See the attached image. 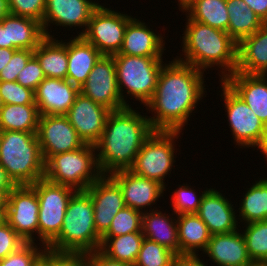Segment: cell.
Segmentation results:
<instances>
[{"label":"cell","instance_id":"8992f818","mask_svg":"<svg viewBox=\"0 0 267 266\" xmlns=\"http://www.w3.org/2000/svg\"><path fill=\"white\" fill-rule=\"evenodd\" d=\"M101 176L94 145L56 154L45 162V179L76 191H85Z\"/></svg>","mask_w":267,"mask_h":266},{"label":"cell","instance_id":"1f68e13d","mask_svg":"<svg viewBox=\"0 0 267 266\" xmlns=\"http://www.w3.org/2000/svg\"><path fill=\"white\" fill-rule=\"evenodd\" d=\"M40 113L36 104H4L0 111V131L36 133Z\"/></svg>","mask_w":267,"mask_h":266},{"label":"cell","instance_id":"11a10c76","mask_svg":"<svg viewBox=\"0 0 267 266\" xmlns=\"http://www.w3.org/2000/svg\"><path fill=\"white\" fill-rule=\"evenodd\" d=\"M193 0H178L179 10H183L187 5H189Z\"/></svg>","mask_w":267,"mask_h":266},{"label":"cell","instance_id":"f6af8a7d","mask_svg":"<svg viewBox=\"0 0 267 266\" xmlns=\"http://www.w3.org/2000/svg\"><path fill=\"white\" fill-rule=\"evenodd\" d=\"M25 243L4 219L0 221V260L17 251Z\"/></svg>","mask_w":267,"mask_h":266},{"label":"cell","instance_id":"f1b7e54d","mask_svg":"<svg viewBox=\"0 0 267 266\" xmlns=\"http://www.w3.org/2000/svg\"><path fill=\"white\" fill-rule=\"evenodd\" d=\"M45 77L66 79L68 68L67 42L45 37L34 49Z\"/></svg>","mask_w":267,"mask_h":266},{"label":"cell","instance_id":"603a6c76","mask_svg":"<svg viewBox=\"0 0 267 266\" xmlns=\"http://www.w3.org/2000/svg\"><path fill=\"white\" fill-rule=\"evenodd\" d=\"M267 75L239 72L223 81L253 110L267 127Z\"/></svg>","mask_w":267,"mask_h":266},{"label":"cell","instance_id":"bcb514c9","mask_svg":"<svg viewBox=\"0 0 267 266\" xmlns=\"http://www.w3.org/2000/svg\"><path fill=\"white\" fill-rule=\"evenodd\" d=\"M89 266H134L128 263L114 260L104 254L100 249L88 253Z\"/></svg>","mask_w":267,"mask_h":266},{"label":"cell","instance_id":"d4e9b609","mask_svg":"<svg viewBox=\"0 0 267 266\" xmlns=\"http://www.w3.org/2000/svg\"><path fill=\"white\" fill-rule=\"evenodd\" d=\"M67 42L68 68L66 79L81 87L102 54L82 36L70 37ZM73 38V39H72Z\"/></svg>","mask_w":267,"mask_h":266},{"label":"cell","instance_id":"7a4b0ae2","mask_svg":"<svg viewBox=\"0 0 267 266\" xmlns=\"http://www.w3.org/2000/svg\"><path fill=\"white\" fill-rule=\"evenodd\" d=\"M131 106L111 111L96 148L102 175L130 170L145 140L153 133L148 116Z\"/></svg>","mask_w":267,"mask_h":266},{"label":"cell","instance_id":"44dd1931","mask_svg":"<svg viewBox=\"0 0 267 266\" xmlns=\"http://www.w3.org/2000/svg\"><path fill=\"white\" fill-rule=\"evenodd\" d=\"M162 34L135 17L127 24L123 43L118 54L142 57H162L165 47Z\"/></svg>","mask_w":267,"mask_h":266},{"label":"cell","instance_id":"6f0895ef","mask_svg":"<svg viewBox=\"0 0 267 266\" xmlns=\"http://www.w3.org/2000/svg\"><path fill=\"white\" fill-rule=\"evenodd\" d=\"M3 106H4V103H3L2 97H1V95H0V111H1V109L3 108Z\"/></svg>","mask_w":267,"mask_h":266},{"label":"cell","instance_id":"484cf974","mask_svg":"<svg viewBox=\"0 0 267 266\" xmlns=\"http://www.w3.org/2000/svg\"><path fill=\"white\" fill-rule=\"evenodd\" d=\"M163 214L160 210L149 209L143 212L142 234L145 238L170 249L176 255L180 254L178 226L175 217ZM174 218V219H173Z\"/></svg>","mask_w":267,"mask_h":266},{"label":"cell","instance_id":"ab89813d","mask_svg":"<svg viewBox=\"0 0 267 266\" xmlns=\"http://www.w3.org/2000/svg\"><path fill=\"white\" fill-rule=\"evenodd\" d=\"M42 258L47 266H89L87 252L57 251L45 247Z\"/></svg>","mask_w":267,"mask_h":266},{"label":"cell","instance_id":"d590c367","mask_svg":"<svg viewBox=\"0 0 267 266\" xmlns=\"http://www.w3.org/2000/svg\"><path fill=\"white\" fill-rule=\"evenodd\" d=\"M175 256L165 246L144 238L134 266H172Z\"/></svg>","mask_w":267,"mask_h":266},{"label":"cell","instance_id":"7dc6e473","mask_svg":"<svg viewBox=\"0 0 267 266\" xmlns=\"http://www.w3.org/2000/svg\"><path fill=\"white\" fill-rule=\"evenodd\" d=\"M199 254H179L176 255L172 266H207L203 260H200Z\"/></svg>","mask_w":267,"mask_h":266},{"label":"cell","instance_id":"83f0119b","mask_svg":"<svg viewBox=\"0 0 267 266\" xmlns=\"http://www.w3.org/2000/svg\"><path fill=\"white\" fill-rule=\"evenodd\" d=\"M176 218L180 254L197 255L199 249L205 254L204 251L212 235L207 225L196 213L178 214Z\"/></svg>","mask_w":267,"mask_h":266},{"label":"cell","instance_id":"9c48e42d","mask_svg":"<svg viewBox=\"0 0 267 266\" xmlns=\"http://www.w3.org/2000/svg\"><path fill=\"white\" fill-rule=\"evenodd\" d=\"M180 133L181 131L154 130L141 146L130 170L166 188L164 178L171 174L175 166L174 144Z\"/></svg>","mask_w":267,"mask_h":266},{"label":"cell","instance_id":"91938a15","mask_svg":"<svg viewBox=\"0 0 267 266\" xmlns=\"http://www.w3.org/2000/svg\"><path fill=\"white\" fill-rule=\"evenodd\" d=\"M5 213H0V221L4 218Z\"/></svg>","mask_w":267,"mask_h":266},{"label":"cell","instance_id":"ee69618b","mask_svg":"<svg viewBox=\"0 0 267 266\" xmlns=\"http://www.w3.org/2000/svg\"><path fill=\"white\" fill-rule=\"evenodd\" d=\"M43 70L37 58L33 55L25 65V67L18 73L17 82L22 86L27 87L34 92L38 85L45 79Z\"/></svg>","mask_w":267,"mask_h":266},{"label":"cell","instance_id":"6da1fadb","mask_svg":"<svg viewBox=\"0 0 267 266\" xmlns=\"http://www.w3.org/2000/svg\"><path fill=\"white\" fill-rule=\"evenodd\" d=\"M175 59V60H174ZM204 72L173 58L161 68L155 93L145 105L154 130L181 131L205 94Z\"/></svg>","mask_w":267,"mask_h":266},{"label":"cell","instance_id":"836d02e7","mask_svg":"<svg viewBox=\"0 0 267 266\" xmlns=\"http://www.w3.org/2000/svg\"><path fill=\"white\" fill-rule=\"evenodd\" d=\"M248 189L238 209L241 218L237 219L244 224L267 220V179L255 181Z\"/></svg>","mask_w":267,"mask_h":266},{"label":"cell","instance_id":"7c38bea8","mask_svg":"<svg viewBox=\"0 0 267 266\" xmlns=\"http://www.w3.org/2000/svg\"><path fill=\"white\" fill-rule=\"evenodd\" d=\"M39 200L31 185H17L6 199L4 220L26 242L34 243L39 238Z\"/></svg>","mask_w":267,"mask_h":266},{"label":"cell","instance_id":"681fc988","mask_svg":"<svg viewBox=\"0 0 267 266\" xmlns=\"http://www.w3.org/2000/svg\"><path fill=\"white\" fill-rule=\"evenodd\" d=\"M17 186L8 175L7 171L0 165V192L6 197Z\"/></svg>","mask_w":267,"mask_h":266},{"label":"cell","instance_id":"ac0fdd59","mask_svg":"<svg viewBox=\"0 0 267 266\" xmlns=\"http://www.w3.org/2000/svg\"><path fill=\"white\" fill-rule=\"evenodd\" d=\"M121 188L126 207L143 213L146 206L156 204L165 188L156 181L139 176L131 170H121L109 175ZM153 203V204H152Z\"/></svg>","mask_w":267,"mask_h":266},{"label":"cell","instance_id":"3957f363","mask_svg":"<svg viewBox=\"0 0 267 266\" xmlns=\"http://www.w3.org/2000/svg\"><path fill=\"white\" fill-rule=\"evenodd\" d=\"M185 23L182 34L184 54L176 56V59L203 72L215 66L222 68L221 81L233 74L238 62V43L226 31L192 19H187Z\"/></svg>","mask_w":267,"mask_h":266},{"label":"cell","instance_id":"7bdbcfd3","mask_svg":"<svg viewBox=\"0 0 267 266\" xmlns=\"http://www.w3.org/2000/svg\"><path fill=\"white\" fill-rule=\"evenodd\" d=\"M34 55V50L18 49L13 53L11 60L0 71V81L16 82L18 73L25 67L28 60Z\"/></svg>","mask_w":267,"mask_h":266},{"label":"cell","instance_id":"277c9868","mask_svg":"<svg viewBox=\"0 0 267 266\" xmlns=\"http://www.w3.org/2000/svg\"><path fill=\"white\" fill-rule=\"evenodd\" d=\"M0 165L17 185L44 178L45 162L36 133L0 131Z\"/></svg>","mask_w":267,"mask_h":266},{"label":"cell","instance_id":"52a82bcc","mask_svg":"<svg viewBox=\"0 0 267 266\" xmlns=\"http://www.w3.org/2000/svg\"><path fill=\"white\" fill-rule=\"evenodd\" d=\"M117 84L123 102L127 106V96L141 101L144 106L152 99L159 72L163 67V57H142L123 54L113 55ZM126 90V94L124 89ZM128 94V95H127ZM130 94V95H129ZM127 95V96H126Z\"/></svg>","mask_w":267,"mask_h":266},{"label":"cell","instance_id":"f35d334b","mask_svg":"<svg viewBox=\"0 0 267 266\" xmlns=\"http://www.w3.org/2000/svg\"><path fill=\"white\" fill-rule=\"evenodd\" d=\"M36 244L35 242L25 243L17 251L0 260V266H34L42 258L46 247L41 245V249Z\"/></svg>","mask_w":267,"mask_h":266},{"label":"cell","instance_id":"5b68a950","mask_svg":"<svg viewBox=\"0 0 267 266\" xmlns=\"http://www.w3.org/2000/svg\"><path fill=\"white\" fill-rule=\"evenodd\" d=\"M101 237L94 224L90 194L76 191L67 206L60 233L46 246L57 251L93 252L100 249Z\"/></svg>","mask_w":267,"mask_h":266},{"label":"cell","instance_id":"cb8c5ba5","mask_svg":"<svg viewBox=\"0 0 267 266\" xmlns=\"http://www.w3.org/2000/svg\"><path fill=\"white\" fill-rule=\"evenodd\" d=\"M235 72L267 75V23L238 44V62Z\"/></svg>","mask_w":267,"mask_h":266},{"label":"cell","instance_id":"b9f144b4","mask_svg":"<svg viewBox=\"0 0 267 266\" xmlns=\"http://www.w3.org/2000/svg\"><path fill=\"white\" fill-rule=\"evenodd\" d=\"M46 0H8L10 14L34 19L42 24Z\"/></svg>","mask_w":267,"mask_h":266},{"label":"cell","instance_id":"e0dca14e","mask_svg":"<svg viewBox=\"0 0 267 266\" xmlns=\"http://www.w3.org/2000/svg\"><path fill=\"white\" fill-rule=\"evenodd\" d=\"M111 110L79 93L66 116L85 144L95 145Z\"/></svg>","mask_w":267,"mask_h":266},{"label":"cell","instance_id":"ba28073f","mask_svg":"<svg viewBox=\"0 0 267 266\" xmlns=\"http://www.w3.org/2000/svg\"><path fill=\"white\" fill-rule=\"evenodd\" d=\"M220 83L234 143L240 148L257 147L267 157L266 125L224 81Z\"/></svg>","mask_w":267,"mask_h":266},{"label":"cell","instance_id":"db71d44e","mask_svg":"<svg viewBox=\"0 0 267 266\" xmlns=\"http://www.w3.org/2000/svg\"><path fill=\"white\" fill-rule=\"evenodd\" d=\"M6 199L7 197L0 192V213H5Z\"/></svg>","mask_w":267,"mask_h":266},{"label":"cell","instance_id":"c3c4849f","mask_svg":"<svg viewBox=\"0 0 267 266\" xmlns=\"http://www.w3.org/2000/svg\"><path fill=\"white\" fill-rule=\"evenodd\" d=\"M248 7L264 22L267 23V0H243Z\"/></svg>","mask_w":267,"mask_h":266},{"label":"cell","instance_id":"8fae6325","mask_svg":"<svg viewBox=\"0 0 267 266\" xmlns=\"http://www.w3.org/2000/svg\"><path fill=\"white\" fill-rule=\"evenodd\" d=\"M132 19L131 15L99 5L92 13L82 37L102 55L113 56L120 51L127 24Z\"/></svg>","mask_w":267,"mask_h":266},{"label":"cell","instance_id":"ffe728a7","mask_svg":"<svg viewBox=\"0 0 267 266\" xmlns=\"http://www.w3.org/2000/svg\"><path fill=\"white\" fill-rule=\"evenodd\" d=\"M79 93L67 79L46 77L34 92L35 104L40 115H66Z\"/></svg>","mask_w":267,"mask_h":266},{"label":"cell","instance_id":"2e32d148","mask_svg":"<svg viewBox=\"0 0 267 266\" xmlns=\"http://www.w3.org/2000/svg\"><path fill=\"white\" fill-rule=\"evenodd\" d=\"M86 191L92 200L97 234L102 237L114 216L126 207L121 188L109 175H102Z\"/></svg>","mask_w":267,"mask_h":266},{"label":"cell","instance_id":"8d00e7d4","mask_svg":"<svg viewBox=\"0 0 267 266\" xmlns=\"http://www.w3.org/2000/svg\"><path fill=\"white\" fill-rule=\"evenodd\" d=\"M143 213L130 207L120 210L113 218L108 231L103 236H120L142 232Z\"/></svg>","mask_w":267,"mask_h":266},{"label":"cell","instance_id":"74e56055","mask_svg":"<svg viewBox=\"0 0 267 266\" xmlns=\"http://www.w3.org/2000/svg\"><path fill=\"white\" fill-rule=\"evenodd\" d=\"M208 189L202 191L201 195H197L195 189L190 188L187 184L179 185L178 189L172 194V215L197 213L203 194ZM199 196V197H198ZM174 213V214H173Z\"/></svg>","mask_w":267,"mask_h":266},{"label":"cell","instance_id":"f546056e","mask_svg":"<svg viewBox=\"0 0 267 266\" xmlns=\"http://www.w3.org/2000/svg\"><path fill=\"white\" fill-rule=\"evenodd\" d=\"M182 12L187 19L217 28L228 30L229 16L226 0H193Z\"/></svg>","mask_w":267,"mask_h":266},{"label":"cell","instance_id":"5bb4252c","mask_svg":"<svg viewBox=\"0 0 267 266\" xmlns=\"http://www.w3.org/2000/svg\"><path fill=\"white\" fill-rule=\"evenodd\" d=\"M36 136L44 162L85 145L66 115H40Z\"/></svg>","mask_w":267,"mask_h":266},{"label":"cell","instance_id":"9f6ffc18","mask_svg":"<svg viewBox=\"0 0 267 266\" xmlns=\"http://www.w3.org/2000/svg\"><path fill=\"white\" fill-rule=\"evenodd\" d=\"M34 266H47V262L41 258Z\"/></svg>","mask_w":267,"mask_h":266},{"label":"cell","instance_id":"7402d4cb","mask_svg":"<svg viewBox=\"0 0 267 266\" xmlns=\"http://www.w3.org/2000/svg\"><path fill=\"white\" fill-rule=\"evenodd\" d=\"M236 230L226 234L211 235L204 251L217 266H253L245 239Z\"/></svg>","mask_w":267,"mask_h":266},{"label":"cell","instance_id":"9a60e30c","mask_svg":"<svg viewBox=\"0 0 267 266\" xmlns=\"http://www.w3.org/2000/svg\"><path fill=\"white\" fill-rule=\"evenodd\" d=\"M93 0H46L42 28L46 37H54L48 31L50 24L62 27L83 28L78 36L87 30L89 20L94 10L99 6Z\"/></svg>","mask_w":267,"mask_h":266},{"label":"cell","instance_id":"30bf717a","mask_svg":"<svg viewBox=\"0 0 267 266\" xmlns=\"http://www.w3.org/2000/svg\"><path fill=\"white\" fill-rule=\"evenodd\" d=\"M31 186L39 200V241L47 246L60 233L68 203L76 190L45 178Z\"/></svg>","mask_w":267,"mask_h":266},{"label":"cell","instance_id":"680465c9","mask_svg":"<svg viewBox=\"0 0 267 266\" xmlns=\"http://www.w3.org/2000/svg\"><path fill=\"white\" fill-rule=\"evenodd\" d=\"M253 266H267V263L266 264H254Z\"/></svg>","mask_w":267,"mask_h":266},{"label":"cell","instance_id":"4dcf8cb0","mask_svg":"<svg viewBox=\"0 0 267 266\" xmlns=\"http://www.w3.org/2000/svg\"><path fill=\"white\" fill-rule=\"evenodd\" d=\"M229 16L227 33L239 44L255 33L264 22L243 0H226Z\"/></svg>","mask_w":267,"mask_h":266},{"label":"cell","instance_id":"4fadbf2b","mask_svg":"<svg viewBox=\"0 0 267 266\" xmlns=\"http://www.w3.org/2000/svg\"><path fill=\"white\" fill-rule=\"evenodd\" d=\"M80 93L111 111L128 107L118 89L114 56L100 57L80 87Z\"/></svg>","mask_w":267,"mask_h":266},{"label":"cell","instance_id":"4316f807","mask_svg":"<svg viewBox=\"0 0 267 266\" xmlns=\"http://www.w3.org/2000/svg\"><path fill=\"white\" fill-rule=\"evenodd\" d=\"M0 22L6 29L9 49L34 50L46 37L42 24L28 17L9 14Z\"/></svg>","mask_w":267,"mask_h":266},{"label":"cell","instance_id":"d6986e66","mask_svg":"<svg viewBox=\"0 0 267 266\" xmlns=\"http://www.w3.org/2000/svg\"><path fill=\"white\" fill-rule=\"evenodd\" d=\"M233 205L220 191L210 188L203 194L196 214L212 235L226 234L239 230Z\"/></svg>","mask_w":267,"mask_h":266},{"label":"cell","instance_id":"f907efd6","mask_svg":"<svg viewBox=\"0 0 267 266\" xmlns=\"http://www.w3.org/2000/svg\"><path fill=\"white\" fill-rule=\"evenodd\" d=\"M16 50L18 49L0 48V71L8 64Z\"/></svg>","mask_w":267,"mask_h":266},{"label":"cell","instance_id":"816d5d0a","mask_svg":"<svg viewBox=\"0 0 267 266\" xmlns=\"http://www.w3.org/2000/svg\"><path fill=\"white\" fill-rule=\"evenodd\" d=\"M9 14L8 0H0V21Z\"/></svg>","mask_w":267,"mask_h":266},{"label":"cell","instance_id":"60d3db41","mask_svg":"<svg viewBox=\"0 0 267 266\" xmlns=\"http://www.w3.org/2000/svg\"><path fill=\"white\" fill-rule=\"evenodd\" d=\"M0 95L4 104H35L34 91L16 82L0 81Z\"/></svg>","mask_w":267,"mask_h":266},{"label":"cell","instance_id":"f5cc1de1","mask_svg":"<svg viewBox=\"0 0 267 266\" xmlns=\"http://www.w3.org/2000/svg\"><path fill=\"white\" fill-rule=\"evenodd\" d=\"M0 48H9V44H7L6 29L3 27L1 22H0Z\"/></svg>","mask_w":267,"mask_h":266},{"label":"cell","instance_id":"e575fe53","mask_svg":"<svg viewBox=\"0 0 267 266\" xmlns=\"http://www.w3.org/2000/svg\"><path fill=\"white\" fill-rule=\"evenodd\" d=\"M241 233L244 236L247 252L254 264L267 263V220L244 225Z\"/></svg>","mask_w":267,"mask_h":266},{"label":"cell","instance_id":"d6a6232c","mask_svg":"<svg viewBox=\"0 0 267 266\" xmlns=\"http://www.w3.org/2000/svg\"><path fill=\"white\" fill-rule=\"evenodd\" d=\"M144 238L142 232L102 236L100 250L114 260L134 265Z\"/></svg>","mask_w":267,"mask_h":266}]
</instances>
